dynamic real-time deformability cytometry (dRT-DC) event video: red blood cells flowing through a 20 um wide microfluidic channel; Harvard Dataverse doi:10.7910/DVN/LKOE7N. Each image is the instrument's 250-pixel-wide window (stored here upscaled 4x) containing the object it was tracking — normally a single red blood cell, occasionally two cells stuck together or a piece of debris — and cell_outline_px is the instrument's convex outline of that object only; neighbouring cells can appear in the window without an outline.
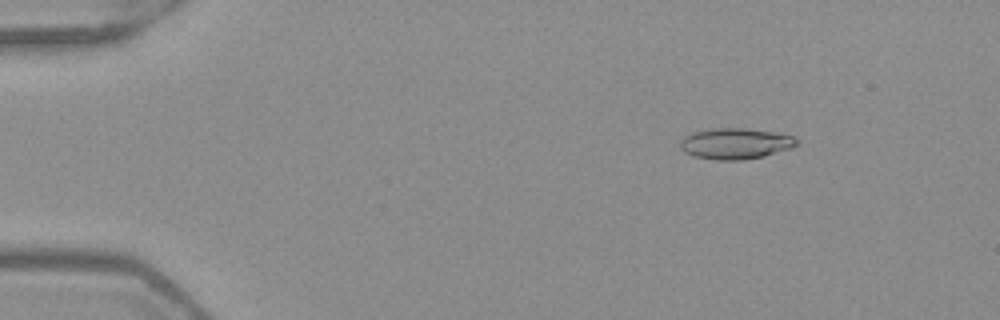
{"species": "Egyptian fruit bat (a non-hibernating species)", "species_latin": "Rousettus aegyptiacus", "temperature_condition": "warm", "stored_images_in_passage": 52, "camera_frame_rate_fps": 3000, "um_per_image_px": 0.085, "frame": {"image": 1, "passage_image": 8, "time_ms": 2.333, "image_size_px": [1000, 320], "cell_outline_px": [[796, 144], [792, 148], [764, 156], [740, 160], [716, 160], [692, 156], [684, 152], [680, 148], [680, 140], [684, 136], [692, 132], [712, 128], [744, 128], [776, 132], [796, 136]], "centroid_in_image_um": [62.49, 12.2], "position_along_channel_um": 22.5, "area_um2": 21.21}}
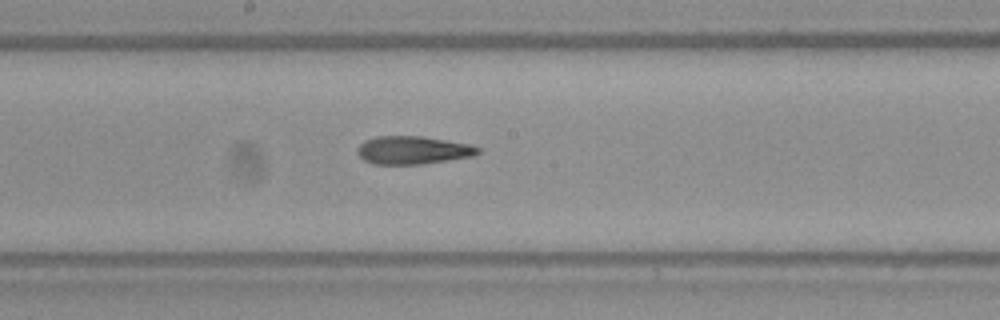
{"frame": {"image": 2, "passage_image": 29, "time_ms": 9.333, "image_size_px": [1000, 320], "cell_outline_px": [[480, 152], [472, 156], [448, 160], [420, 164], [372, 164], [364, 160], [356, 152], [356, 148], [364, 140], [376, 136], [424, 136], [468, 144], [480, 148]], "centroid_in_image_um": [35.05, 12.76], "position_along_channel_um": 213.2, "area_um2": 19.71}}
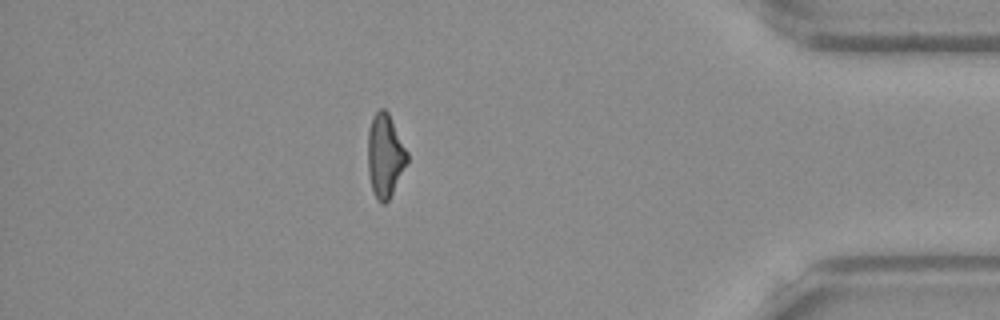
{"frame": {"image": 3, "passage_image": 46, "time_ms": 15.0, "image_size_px": [1000, 320], "cell_outline_px": [[408, 160], [388, 200], [384, 204], [380, 204], [376, 200], [372, 192], [368, 172], [368, 128], [372, 116], [380, 108], [384, 108], [388, 112], [408, 152]], "centroid_in_image_um": [32.7, 13.22], "position_along_channel_um": 402.5, "area_um2": 19.13}, "authors_computed_cell_mechanics": {"area_um2": 20.4901, "velocity_mm_per_s": 4.0108, "shape_relaxation_time_tau1_ms": null, "shape_relaxation_time_tau2_ms": 3.815, "deformation_change_tau1": null, "deformation_change_tau2": 0.1594}}